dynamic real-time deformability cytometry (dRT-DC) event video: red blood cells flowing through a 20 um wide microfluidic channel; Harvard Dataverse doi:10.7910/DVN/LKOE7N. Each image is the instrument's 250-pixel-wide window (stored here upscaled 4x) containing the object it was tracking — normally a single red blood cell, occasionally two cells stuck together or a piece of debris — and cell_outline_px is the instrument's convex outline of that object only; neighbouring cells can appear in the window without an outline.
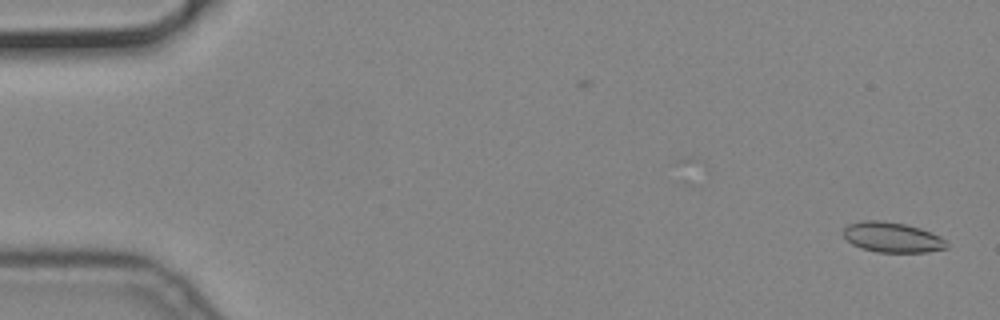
{"species": "common noctule bat (a hibernating species)", "species_latin": "Nyctalus noctula", "temperature_condition": "cold", "stored_images_in_passage": 17, "camera_frame_rate_fps": 3000, "um_per_image_px": 0.085, "animal": {"sex": "male", "body_mass_g": 19.2, "forearm_length_mm": 51.8}, "frame": {"image": 1, "passage_image": 1, "time_ms": 0.0, "image_size_px": [1000, 320], "cell_outline_px": [[948, 248], [928, 252], [876, 252], [852, 244], [844, 236], [844, 228], [848, 224], [860, 220], [880, 220], [904, 224], [920, 228], [940, 236], [948, 244]], "centroid_in_image_um": [75.85, 20.16], "position_along_channel_um": 9.2, "area_um2": 18.09}}
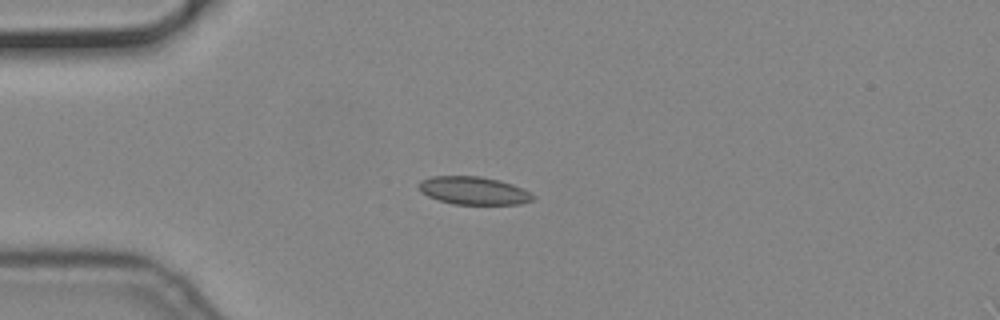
{"frame": {"image": 2, "passage_image": 14, "time_ms": 4.333, "image_size_px": [1000, 320], "cell_outline_px": [[536, 196], [532, 200], [520, 204], [452, 204], [428, 196], [420, 192], [416, 184], [420, 180], [432, 176], [480, 176], [500, 180], [512, 184]], "centroid_in_image_um": [40.2, 16.19], "position_along_channel_um": 44.8, "area_um2": 18.61}}